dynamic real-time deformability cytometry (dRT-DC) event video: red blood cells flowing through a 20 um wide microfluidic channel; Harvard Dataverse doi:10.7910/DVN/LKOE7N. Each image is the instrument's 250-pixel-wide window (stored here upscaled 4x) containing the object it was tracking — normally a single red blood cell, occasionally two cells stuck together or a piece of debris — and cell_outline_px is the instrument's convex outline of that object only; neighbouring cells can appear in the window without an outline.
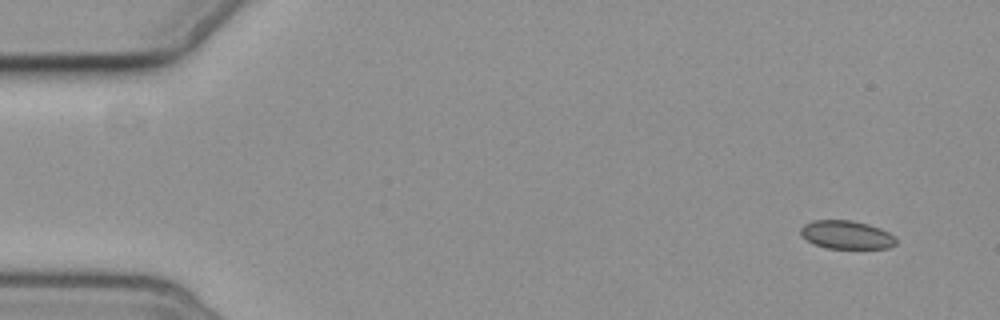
{"species": "common noctule bat (a hibernating species)", "species_latin": "Nyctalus noctula", "temperature_condition": "cold", "stored_images_in_passage": 5, "camera_frame_rate_fps": 3000, "um_per_image_px": 0.085, "animal": {"sex": "female", "body_mass_g": 19.3, "forearm_length_mm": 54.1}, "frame": {"image": 1, "passage_image": 1, "time_ms": 0.0, "image_size_px": [1000, 320], "cell_outline_px": [[896, 244], [888, 248], [828, 248], [812, 244], [800, 232], [800, 228], [804, 224], [812, 220], [852, 220], [868, 224], [880, 228], [896, 236]], "centroid_in_image_um": [71.96, 19.95], "position_along_channel_um": 13.0, "area_um2": 15.78}}
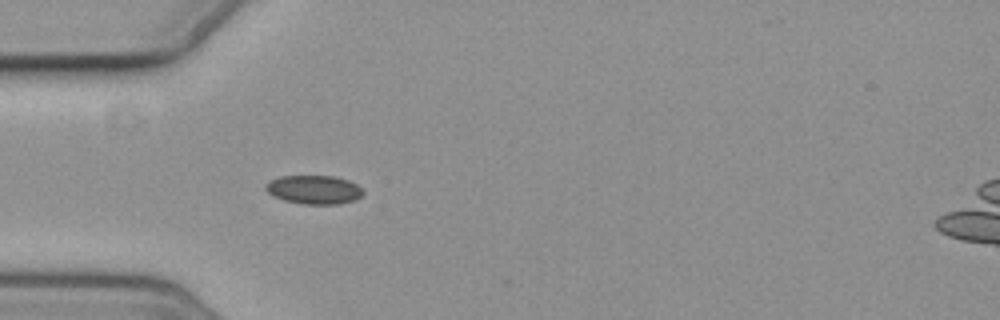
{"frame": {"image": 2, "passage_image": 5, "time_ms": 4.667, "image_size_px": [1000, 320], "cell_outline_px": [[364, 192], [360, 196], [352, 200], [336, 204], [300, 204], [284, 200], [272, 196], [264, 188], [264, 184], [280, 176], [336, 176], [348, 180], [356, 184]], "centroid_in_image_um": [26.64, 16.12], "position_along_channel_um": 58.4, "area_um2": 16.24}}